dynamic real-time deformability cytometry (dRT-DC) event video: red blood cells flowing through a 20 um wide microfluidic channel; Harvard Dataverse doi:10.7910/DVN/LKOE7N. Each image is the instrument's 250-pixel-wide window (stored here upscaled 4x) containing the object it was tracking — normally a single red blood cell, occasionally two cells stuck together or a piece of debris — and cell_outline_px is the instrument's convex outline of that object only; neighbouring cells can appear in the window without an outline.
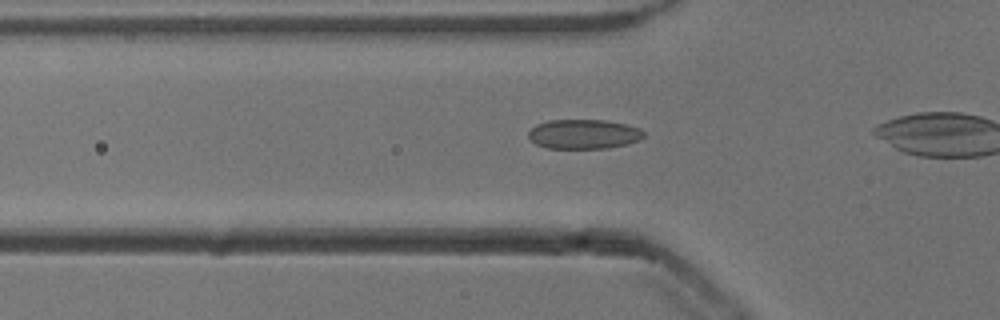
{"species": "common noctule bat (a hibernating species)", "species_latin": "Nyctalus noctula", "temperature_condition": "cold", "stored_images_in_passage": 28, "camera_frame_rate_fps": 3000, "um_per_image_px": 0.085, "animal": {"sex": "male", "body_mass_g": 13.3}, "frame": {"image": 1, "passage_image": 4, "time_ms": 1.0, "image_size_px": [1000, 320], "cell_outline_px": [[644, 136], [640, 140], [628, 144], [608, 148], [548, 148], [536, 144], [528, 136], [528, 132], [536, 124], [548, 120], [604, 120], [628, 124], [640, 128], [644, 132]], "centroid_in_image_um": [49.65, 11.39], "position_along_channel_um": 76.2, "area_um2": 19.94}}
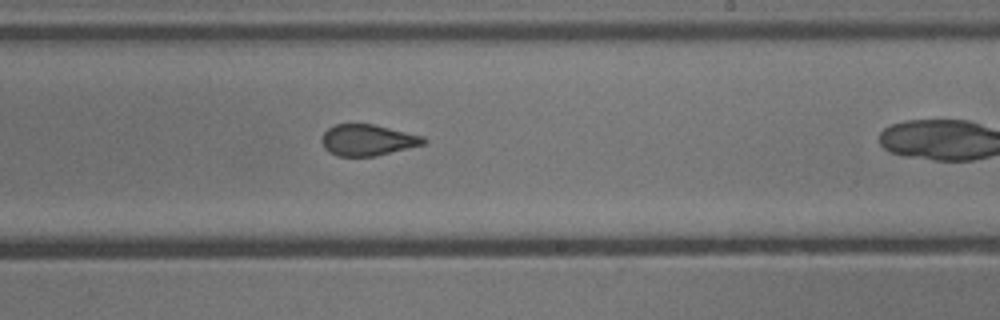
{"frame": {"image": 2, "passage_image": 18, "time_ms": 5.667, "image_size_px": [1000, 320], "cell_outline_px": [[428, 140], [424, 144], [376, 156], [336, 156], [328, 152], [324, 148], [320, 140], [324, 132], [328, 128], [336, 124], [372, 124], [424, 136]], "centroid_in_image_um": [31.22, 11.91], "position_along_channel_um": 257.8, "area_um2": 18.55}}
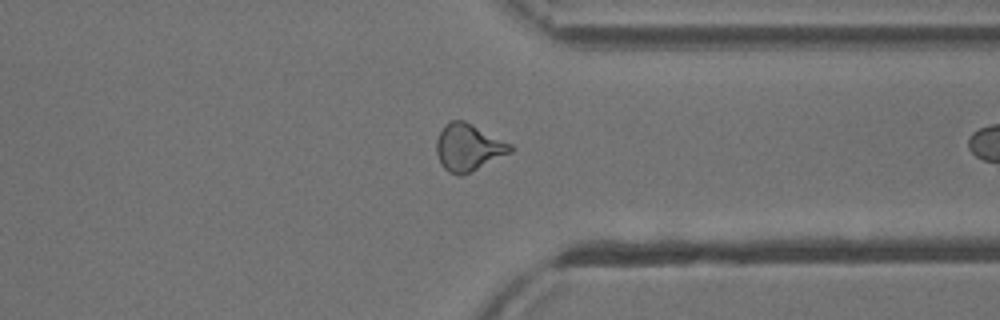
{"frame": {"image": 3, "passage_image": 27, "time_ms": 8.667, "image_size_px": [1000, 320], "cell_outline_px": [[516, 148], [512, 152], [460, 176], [456, 176], [448, 172], [440, 164], [436, 152], [436, 140], [444, 124], [452, 120], [464, 120], [512, 144]], "centroid_in_image_um": [39.8, 12.53], "position_along_channel_um": 371.6, "area_um2": 20.29}}